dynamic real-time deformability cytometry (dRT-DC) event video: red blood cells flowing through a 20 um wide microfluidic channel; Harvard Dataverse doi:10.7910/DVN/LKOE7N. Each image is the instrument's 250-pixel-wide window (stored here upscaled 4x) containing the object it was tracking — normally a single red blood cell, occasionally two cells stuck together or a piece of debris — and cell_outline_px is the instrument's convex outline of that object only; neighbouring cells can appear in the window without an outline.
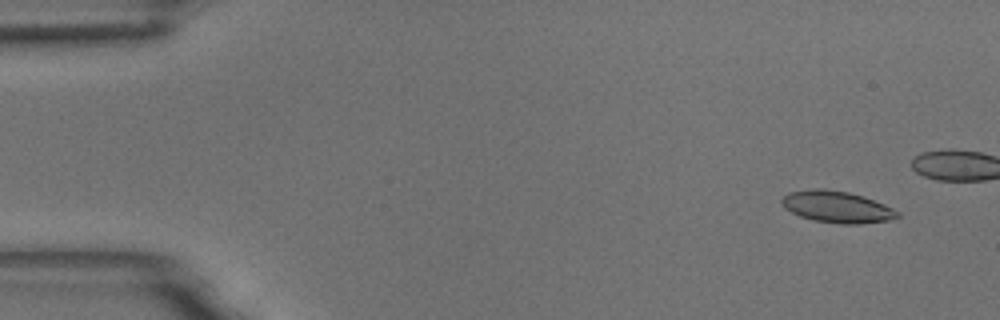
{"species": "common noctule bat (a hibernating species)", "species_latin": "Nyctalus noctula", "temperature_condition": "room temperature", "stored_images_in_passage": 6, "camera_frame_rate_fps": 3000, "um_per_image_px": 0.085, "animal": {"sex": "male", "body_mass_g": 18.8}, "frame": {"image": 1, "passage_image": 2, "time_ms": 0.333, "image_size_px": [1000, 320], "cell_outline_px": [[900, 216], [892, 220], [860, 224], [840, 224], [816, 220], [800, 216], [784, 208], [780, 204], [780, 200], [788, 192], [816, 188], [824, 188], [848, 192], [864, 196], [884, 204], [900, 212]], "centroid_in_image_um": [71.15, 17.58], "position_along_channel_um": 13.8, "area_um2": 21.5}}
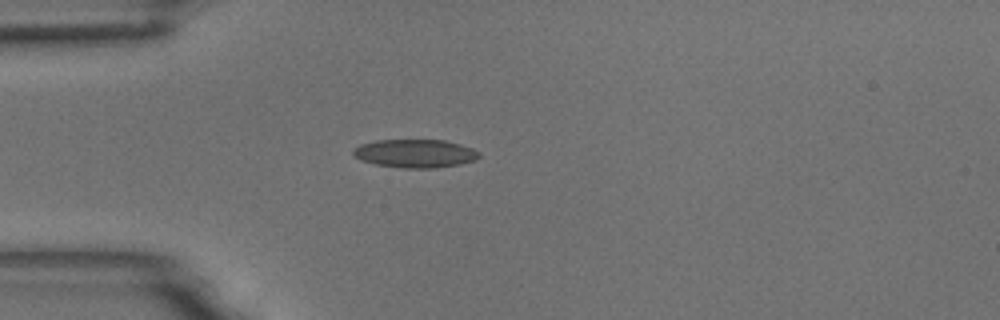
{"frame": {"image": 2, "passage_image": 6, "time_ms": 1.667, "image_size_px": [1000, 320], "cell_outline_px": [[480, 156], [476, 160], [460, 164], [436, 168], [404, 168], [376, 164], [360, 160], [352, 156], [352, 148], [360, 144], [376, 140], [444, 140], [460, 144], [472, 148], [480, 152]], "centroid_in_image_um": [35.27, 13.04], "position_along_channel_um": 49.7, "area_um2": 20.98}}